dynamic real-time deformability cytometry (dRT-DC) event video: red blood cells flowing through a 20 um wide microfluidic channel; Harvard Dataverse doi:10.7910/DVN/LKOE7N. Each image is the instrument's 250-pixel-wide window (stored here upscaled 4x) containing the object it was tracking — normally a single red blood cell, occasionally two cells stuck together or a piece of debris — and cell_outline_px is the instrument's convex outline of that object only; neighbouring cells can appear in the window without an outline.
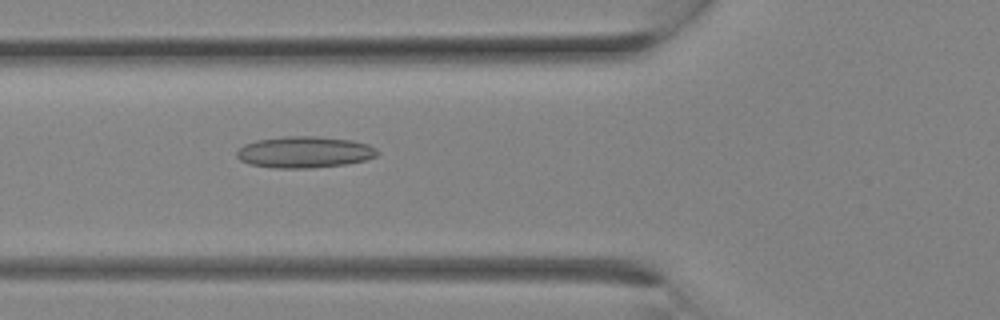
{"species": "Egyptian fruit bat (a non-hibernating species)", "species_latin": "Rousettus aegyptiacus", "temperature_condition": "room temperature", "stored_images_in_passage": 10, "camera_frame_rate_fps": 3000, "um_per_image_px": 0.085, "animal": {"sex": "female"}, "frame": {"image": 1, "passage_image": 10, "time_ms": 3.0, "image_size_px": [1000, 320], "cell_outline_px": [[380, 152], [376, 156], [364, 160], [348, 164], [312, 168], [272, 168], [248, 164], [240, 160], [236, 156], [236, 152], [244, 144], [256, 140], [284, 136], [316, 136], [352, 140], [368, 144], [376, 148]], "centroid_in_image_um": [25.87, 12.93], "position_along_channel_um": 99.9, "area_um2": 26.01}}